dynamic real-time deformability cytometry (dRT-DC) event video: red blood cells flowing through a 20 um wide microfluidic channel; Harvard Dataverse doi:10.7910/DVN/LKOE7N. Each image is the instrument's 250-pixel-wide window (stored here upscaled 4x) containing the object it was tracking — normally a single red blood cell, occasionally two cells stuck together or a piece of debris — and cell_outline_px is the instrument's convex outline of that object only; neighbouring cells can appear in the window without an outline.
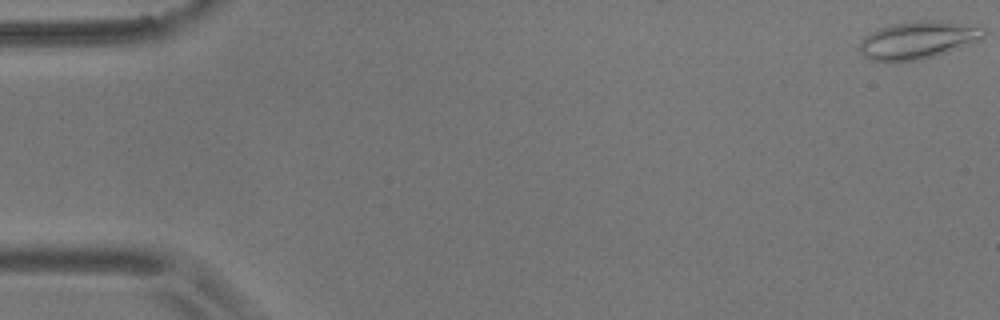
{"species": "common noctule bat (a hibernating species)", "species_latin": "Nyctalus noctula", "temperature_condition": "room temperature", "stored_images_in_passage": 9, "camera_frame_rate_fps": 3000, "um_per_image_px": 0.085, "animal": {"sex": "male", "body_mass_g": 17.9}, "frame": {"image": 1, "passage_image": 1, "time_ms": 0.0, "image_size_px": [1000, 320], "cell_outline_px": [[984, 36], [980, 40], [932, 56], [916, 60], [872, 60], [864, 56], [860, 52], [860, 40], [864, 36], [880, 28], [892, 24], [924, 20], [940, 20], [984, 28]], "centroid_in_image_um": [77.99, 3.38], "position_along_channel_um": 7.0, "area_um2": 26.36}}